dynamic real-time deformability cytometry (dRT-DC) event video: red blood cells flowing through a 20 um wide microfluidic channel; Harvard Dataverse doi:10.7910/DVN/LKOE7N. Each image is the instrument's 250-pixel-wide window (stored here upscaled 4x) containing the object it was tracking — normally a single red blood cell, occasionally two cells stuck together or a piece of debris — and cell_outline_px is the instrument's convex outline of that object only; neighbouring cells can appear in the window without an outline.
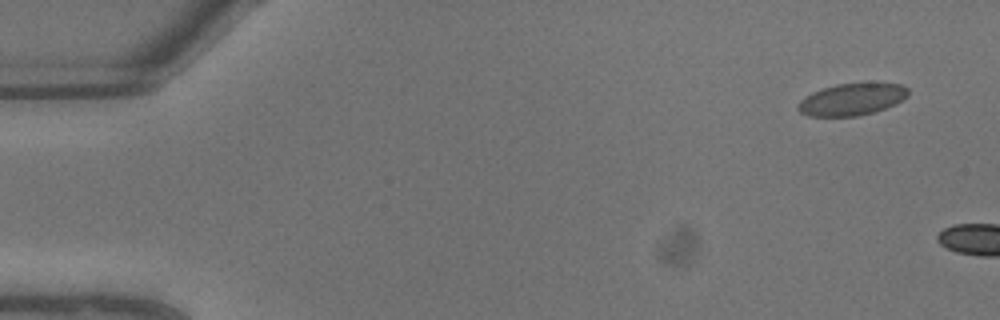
{"species": "common noctule bat (a hibernating species)", "species_latin": "Nyctalus noctula", "temperature_condition": "warm", "stored_images_in_passage": 3, "camera_frame_rate_fps": 3000, "um_per_image_px": 0.085, "animal": {"sex": "male", "body_mass_g": 13.3}, "frame": {"image": 1, "passage_image": 1, "time_ms": 0.0, "image_size_px": [1000, 320], "cell_outline_px": [[908, 96], [896, 104], [872, 112], [856, 116], [808, 116], [800, 112], [796, 108], [800, 100], [812, 92], [836, 84], [900, 84], [908, 88]], "centroid_in_image_um": [72.38, 8.46], "position_along_channel_um": 12.6, "area_um2": 20.17}}